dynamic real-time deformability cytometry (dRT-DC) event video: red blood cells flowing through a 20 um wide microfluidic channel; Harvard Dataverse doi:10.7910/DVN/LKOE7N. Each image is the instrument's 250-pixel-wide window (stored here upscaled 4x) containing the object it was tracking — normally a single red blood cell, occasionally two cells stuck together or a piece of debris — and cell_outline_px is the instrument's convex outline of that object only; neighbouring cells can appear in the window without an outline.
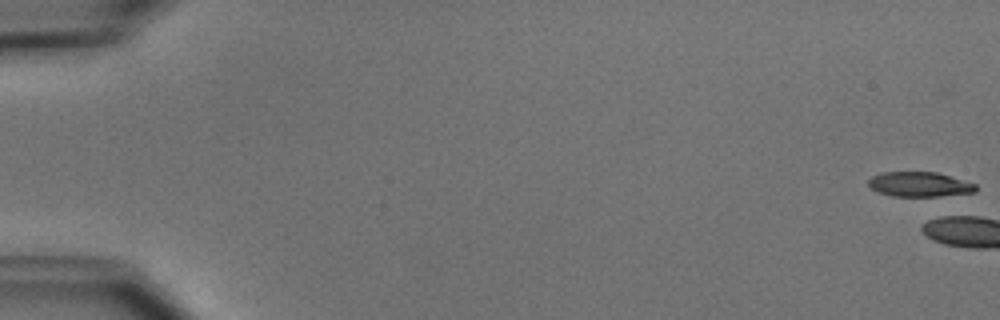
{"species": "common noctule bat (a hibernating species)", "species_latin": "Nyctalus noctula", "temperature_condition": "cold", "stored_images_in_passage": 6, "camera_frame_rate_fps": 3000, "um_per_image_px": 0.085, "animal": {"sex": "male", "body_mass_g": 15.6}, "frame": {"image": 1, "passage_image": 1, "time_ms": 0.0, "image_size_px": [1000, 320], "cell_outline_px": [[976, 192], [940, 196], [892, 196], [880, 192], [872, 188], [868, 184], [868, 180], [872, 176], [880, 172], [936, 172], [976, 184]], "centroid_in_image_um": [78.15, 15.66], "position_along_channel_um": 6.9, "area_um2": 15.37}}